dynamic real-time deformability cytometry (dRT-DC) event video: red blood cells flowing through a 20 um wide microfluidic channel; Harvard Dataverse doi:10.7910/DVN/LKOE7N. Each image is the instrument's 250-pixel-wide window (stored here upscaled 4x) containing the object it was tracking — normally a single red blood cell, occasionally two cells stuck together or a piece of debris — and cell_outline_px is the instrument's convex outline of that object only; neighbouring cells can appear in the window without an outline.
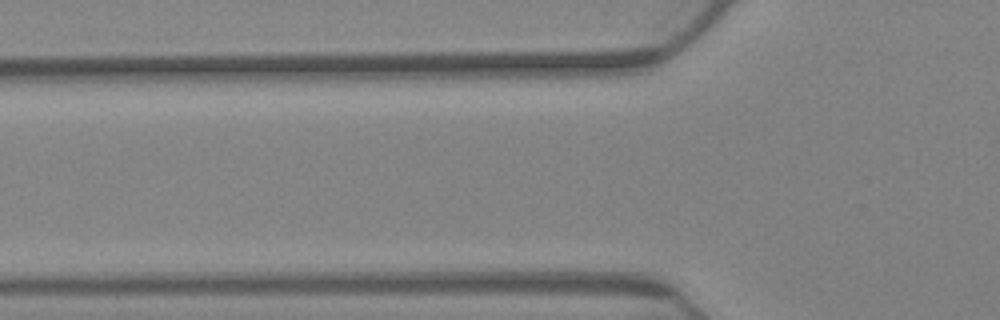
{"species": "Egyptian fruit bat (a non-hibernating species)", "species_latin": "Rousettus aegyptiacus", "temperature_condition": "warm", "stored_images_in_passage": 4, "camera_frame_rate_fps": 3000, "um_per_image_px": 0.085, "animal": {"sex": "female"}, "frame": {"image": 1, "passage_image": 3, "time_ms": 0.667, "image_size_px": [1000, 320], "cell_outline_px": [[748, 284], [732, 276], [700, 252], [668, 224], [664, 220], [712, 232], [748, 268]], "centroid_in_image_um": [60.62, 21.25], "position_along_channel_um": 65.2, "area_um2": 11.44}}